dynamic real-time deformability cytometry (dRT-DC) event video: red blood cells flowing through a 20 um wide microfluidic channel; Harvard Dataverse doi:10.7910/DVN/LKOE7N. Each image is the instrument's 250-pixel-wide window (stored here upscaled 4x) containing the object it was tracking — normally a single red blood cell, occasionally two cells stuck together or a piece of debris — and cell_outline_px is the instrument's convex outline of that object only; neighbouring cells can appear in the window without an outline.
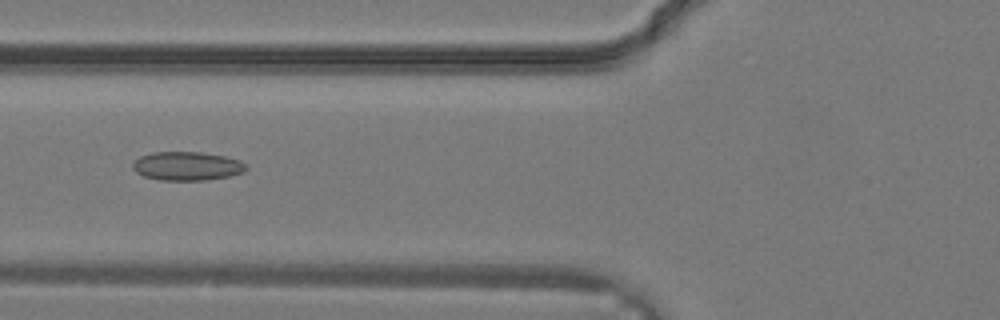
{"species": "common noctule bat (a hibernating species)", "species_latin": "Nyctalus noctula", "temperature_condition": "warm", "stored_images_in_passage": 32, "camera_frame_rate_fps": 3000, "um_per_image_px": 0.085, "animal": {"sex": "male", "body_mass_g": 19.2, "forearm_length_mm": 51.8}, "frame": {"image": 1, "passage_image": 12, "time_ms": 3.667, "image_size_px": [1000, 320], "cell_outline_px": [[248, 168], [244, 172], [228, 176], [204, 180], [160, 180], [144, 176], [136, 172], [132, 168], [132, 164], [140, 156], [152, 152], [200, 152], [224, 156], [240, 160]], "centroid_in_image_um": [15.88, 14.11], "position_along_channel_um": 109.9, "area_um2": 18.9}}
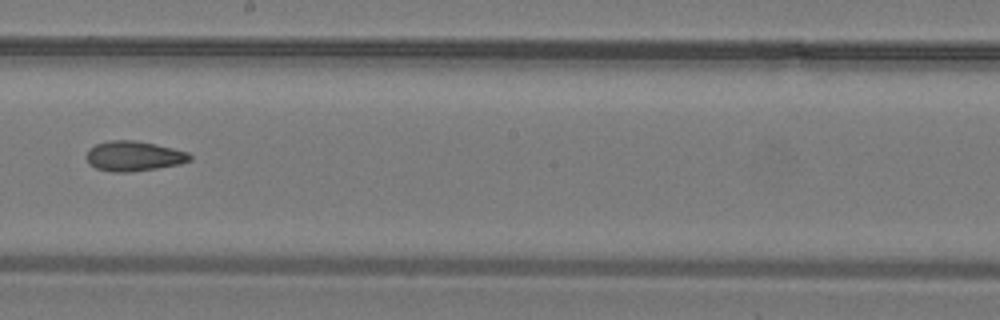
{"frame": {"image": 2, "passage_image": 18, "time_ms": 5.667, "image_size_px": [1000, 320], "cell_outline_px": [[192, 160], [180, 164], [132, 172], [112, 172], [96, 168], [88, 164], [88, 148], [96, 144], [108, 140], [132, 140], [156, 144], [188, 152], [192, 156]], "centroid_in_image_um": [11.38, 13.27], "position_along_channel_um": 236.8, "area_um2": 18.09}}
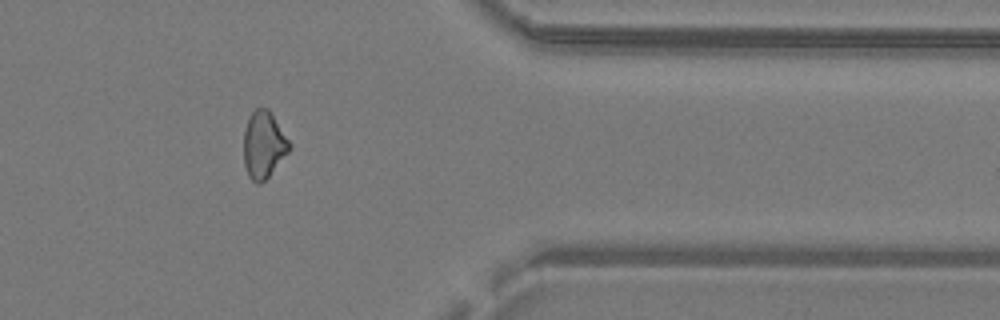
{"frame": {"image": 3, "passage_image": 26, "time_ms": 8.333, "image_size_px": [1000, 320], "cell_outline_px": [[292, 148], [268, 176], [260, 184], [256, 184], [248, 176], [244, 164], [244, 132], [248, 120], [252, 112], [256, 108], [268, 108], [292, 144]], "centroid_in_image_um": [22.42, 12.31], "position_along_channel_um": 389.0, "area_um2": 17.74}}